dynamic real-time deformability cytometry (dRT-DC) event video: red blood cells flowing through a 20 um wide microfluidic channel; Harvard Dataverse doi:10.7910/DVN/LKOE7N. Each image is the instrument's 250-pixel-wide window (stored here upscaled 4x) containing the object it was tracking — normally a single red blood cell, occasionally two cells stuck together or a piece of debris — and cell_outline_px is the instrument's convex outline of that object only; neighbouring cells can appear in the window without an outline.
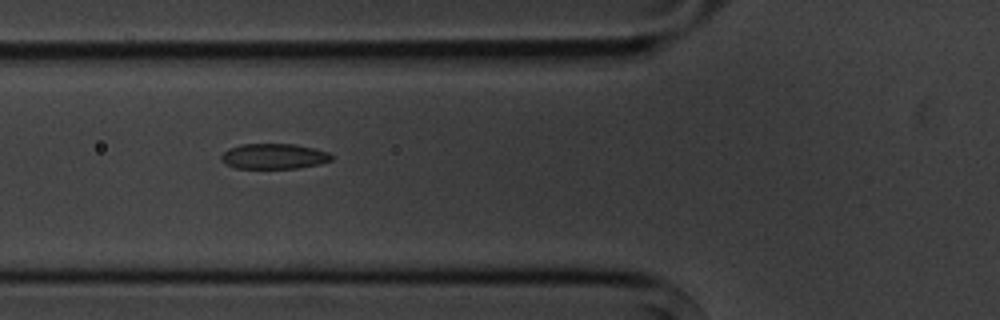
{"species": "common noctule bat (a hibernating species)", "species_latin": "Nyctalus noctula", "temperature_condition": "cold", "stored_images_in_passage": 6, "camera_frame_rate_fps": 3000, "um_per_image_px": 0.085, "animal": {"sex": "male", "body_mass_g": 20.1, "forearm_length_mm": 53.5}, "frame": {"image": 1, "passage_image": 5, "time_ms": 5.333, "image_size_px": [1000, 320], "cell_outline_px": [[332, 160], [320, 164], [296, 168], [236, 168], [224, 164], [220, 156], [228, 148], [240, 144], [296, 144], [328, 152], [332, 156]], "centroid_in_image_um": [23.25, 13.28], "position_along_channel_um": 102.5, "area_um2": 16.3}}
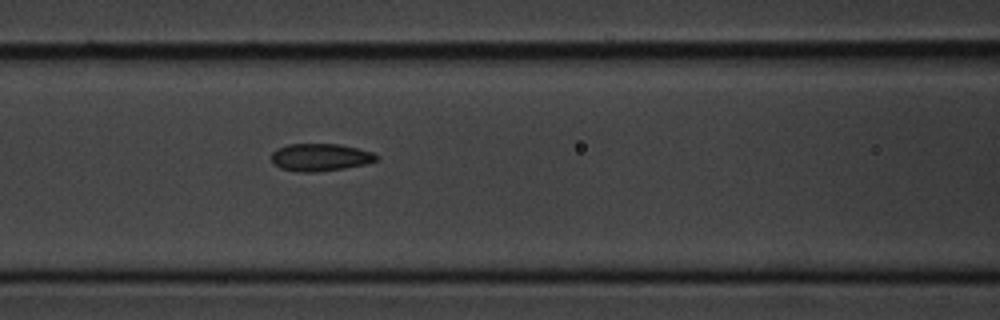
{"frame": {"image": 2, "passage_image": 6, "time_ms": 6.333, "image_size_px": [1000, 320], "cell_outline_px": [[380, 156], [376, 160], [364, 164], [344, 168], [316, 172], [296, 172], [280, 168], [272, 164], [272, 152], [276, 148], [288, 144], [340, 144], [376, 152]], "centroid_in_image_um": [27.22, 13.36], "position_along_channel_um": 139.4, "area_um2": 17.05}}